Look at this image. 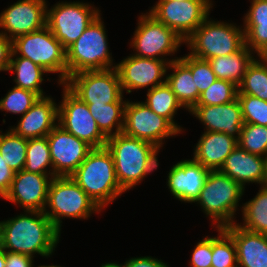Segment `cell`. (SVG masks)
Masks as SVG:
<instances>
[{
	"mask_svg": "<svg viewBox=\"0 0 267 267\" xmlns=\"http://www.w3.org/2000/svg\"><path fill=\"white\" fill-rule=\"evenodd\" d=\"M25 212V215L20 214L0 222V246L8 252H17L31 257L34 253H38L48 257L59 242L60 232L44 212Z\"/></svg>",
	"mask_w": 267,
	"mask_h": 267,
	"instance_id": "1",
	"label": "cell"
},
{
	"mask_svg": "<svg viewBox=\"0 0 267 267\" xmlns=\"http://www.w3.org/2000/svg\"><path fill=\"white\" fill-rule=\"evenodd\" d=\"M106 148L111 152L117 180L127 191L158 167L159 148L154 144L130 137L123 132L107 138Z\"/></svg>",
	"mask_w": 267,
	"mask_h": 267,
	"instance_id": "2",
	"label": "cell"
},
{
	"mask_svg": "<svg viewBox=\"0 0 267 267\" xmlns=\"http://www.w3.org/2000/svg\"><path fill=\"white\" fill-rule=\"evenodd\" d=\"M70 178L101 210L125 192L117 180L114 159L106 146L93 148Z\"/></svg>",
	"mask_w": 267,
	"mask_h": 267,
	"instance_id": "3",
	"label": "cell"
},
{
	"mask_svg": "<svg viewBox=\"0 0 267 267\" xmlns=\"http://www.w3.org/2000/svg\"><path fill=\"white\" fill-rule=\"evenodd\" d=\"M105 32L99 14L66 49L67 80L71 75L82 71L116 68V65L112 66Z\"/></svg>",
	"mask_w": 267,
	"mask_h": 267,
	"instance_id": "4",
	"label": "cell"
},
{
	"mask_svg": "<svg viewBox=\"0 0 267 267\" xmlns=\"http://www.w3.org/2000/svg\"><path fill=\"white\" fill-rule=\"evenodd\" d=\"M18 53L20 57L30 59L48 73L59 72V83H66V49L47 26L16 37L12 41L11 56Z\"/></svg>",
	"mask_w": 267,
	"mask_h": 267,
	"instance_id": "5",
	"label": "cell"
},
{
	"mask_svg": "<svg viewBox=\"0 0 267 267\" xmlns=\"http://www.w3.org/2000/svg\"><path fill=\"white\" fill-rule=\"evenodd\" d=\"M46 205L50 211L43 212L60 232L61 217L83 218L101 209L86 192L70 177L56 176L51 179ZM93 211V212H92Z\"/></svg>",
	"mask_w": 267,
	"mask_h": 267,
	"instance_id": "6",
	"label": "cell"
},
{
	"mask_svg": "<svg viewBox=\"0 0 267 267\" xmlns=\"http://www.w3.org/2000/svg\"><path fill=\"white\" fill-rule=\"evenodd\" d=\"M207 17L203 23L186 39L189 54L209 60L218 56L234 54L245 45L244 30L233 24L210 21Z\"/></svg>",
	"mask_w": 267,
	"mask_h": 267,
	"instance_id": "7",
	"label": "cell"
},
{
	"mask_svg": "<svg viewBox=\"0 0 267 267\" xmlns=\"http://www.w3.org/2000/svg\"><path fill=\"white\" fill-rule=\"evenodd\" d=\"M244 189L219 170L210 171L195 202H198L207 216L213 219L217 229L224 228L235 223L233 215Z\"/></svg>",
	"mask_w": 267,
	"mask_h": 267,
	"instance_id": "8",
	"label": "cell"
},
{
	"mask_svg": "<svg viewBox=\"0 0 267 267\" xmlns=\"http://www.w3.org/2000/svg\"><path fill=\"white\" fill-rule=\"evenodd\" d=\"M65 85L85 103H126L116 68L78 72Z\"/></svg>",
	"mask_w": 267,
	"mask_h": 267,
	"instance_id": "9",
	"label": "cell"
},
{
	"mask_svg": "<svg viewBox=\"0 0 267 267\" xmlns=\"http://www.w3.org/2000/svg\"><path fill=\"white\" fill-rule=\"evenodd\" d=\"M63 85V100L58 106V125L92 148L105 147L107 137L98 128L87 104Z\"/></svg>",
	"mask_w": 267,
	"mask_h": 267,
	"instance_id": "10",
	"label": "cell"
},
{
	"mask_svg": "<svg viewBox=\"0 0 267 267\" xmlns=\"http://www.w3.org/2000/svg\"><path fill=\"white\" fill-rule=\"evenodd\" d=\"M99 14L98 9L87 3H57L50 10L46 9V26L67 49Z\"/></svg>",
	"mask_w": 267,
	"mask_h": 267,
	"instance_id": "11",
	"label": "cell"
},
{
	"mask_svg": "<svg viewBox=\"0 0 267 267\" xmlns=\"http://www.w3.org/2000/svg\"><path fill=\"white\" fill-rule=\"evenodd\" d=\"M212 5L210 0L158 1L149 14L186 40L209 17Z\"/></svg>",
	"mask_w": 267,
	"mask_h": 267,
	"instance_id": "12",
	"label": "cell"
},
{
	"mask_svg": "<svg viewBox=\"0 0 267 267\" xmlns=\"http://www.w3.org/2000/svg\"><path fill=\"white\" fill-rule=\"evenodd\" d=\"M146 14L139 17L134 38L131 40L132 48L137 51L135 56L165 60L160 57L177 52L184 39L151 14Z\"/></svg>",
	"mask_w": 267,
	"mask_h": 267,
	"instance_id": "13",
	"label": "cell"
},
{
	"mask_svg": "<svg viewBox=\"0 0 267 267\" xmlns=\"http://www.w3.org/2000/svg\"><path fill=\"white\" fill-rule=\"evenodd\" d=\"M125 135L162 147V141L180 131L166 118L157 115L144 102L126 101L124 107Z\"/></svg>",
	"mask_w": 267,
	"mask_h": 267,
	"instance_id": "14",
	"label": "cell"
},
{
	"mask_svg": "<svg viewBox=\"0 0 267 267\" xmlns=\"http://www.w3.org/2000/svg\"><path fill=\"white\" fill-rule=\"evenodd\" d=\"M53 177H70L93 149L83 140L57 126L47 135Z\"/></svg>",
	"mask_w": 267,
	"mask_h": 267,
	"instance_id": "15",
	"label": "cell"
},
{
	"mask_svg": "<svg viewBox=\"0 0 267 267\" xmlns=\"http://www.w3.org/2000/svg\"><path fill=\"white\" fill-rule=\"evenodd\" d=\"M177 59L159 60L138 57L135 55L123 59L116 65L120 77L122 91L126 90L131 93L134 89L147 88L150 89L166 82L162 81L165 76L170 62Z\"/></svg>",
	"mask_w": 267,
	"mask_h": 267,
	"instance_id": "16",
	"label": "cell"
},
{
	"mask_svg": "<svg viewBox=\"0 0 267 267\" xmlns=\"http://www.w3.org/2000/svg\"><path fill=\"white\" fill-rule=\"evenodd\" d=\"M45 0H19L0 14V28L12 41L21 35L28 34L46 26ZM7 30V32H6Z\"/></svg>",
	"mask_w": 267,
	"mask_h": 267,
	"instance_id": "17",
	"label": "cell"
},
{
	"mask_svg": "<svg viewBox=\"0 0 267 267\" xmlns=\"http://www.w3.org/2000/svg\"><path fill=\"white\" fill-rule=\"evenodd\" d=\"M51 179L44 174L30 173L25 170L17 171L12 180L10 190L3 199L20 204L25 211L43 212L46 209Z\"/></svg>",
	"mask_w": 267,
	"mask_h": 267,
	"instance_id": "18",
	"label": "cell"
},
{
	"mask_svg": "<svg viewBox=\"0 0 267 267\" xmlns=\"http://www.w3.org/2000/svg\"><path fill=\"white\" fill-rule=\"evenodd\" d=\"M189 112L203 122L206 132H222L240 138L244 121L238 99L227 104L196 105Z\"/></svg>",
	"mask_w": 267,
	"mask_h": 267,
	"instance_id": "19",
	"label": "cell"
},
{
	"mask_svg": "<svg viewBox=\"0 0 267 267\" xmlns=\"http://www.w3.org/2000/svg\"><path fill=\"white\" fill-rule=\"evenodd\" d=\"M210 170L193 159L173 165L167 186L174 197L184 202H195L200 195Z\"/></svg>",
	"mask_w": 267,
	"mask_h": 267,
	"instance_id": "20",
	"label": "cell"
},
{
	"mask_svg": "<svg viewBox=\"0 0 267 267\" xmlns=\"http://www.w3.org/2000/svg\"><path fill=\"white\" fill-rule=\"evenodd\" d=\"M236 247L238 267H267V234H260L233 223L223 228Z\"/></svg>",
	"mask_w": 267,
	"mask_h": 267,
	"instance_id": "21",
	"label": "cell"
},
{
	"mask_svg": "<svg viewBox=\"0 0 267 267\" xmlns=\"http://www.w3.org/2000/svg\"><path fill=\"white\" fill-rule=\"evenodd\" d=\"M58 106L50 97H40L21 117L17 127L11 128L26 139L47 136L57 125Z\"/></svg>",
	"mask_w": 267,
	"mask_h": 267,
	"instance_id": "22",
	"label": "cell"
},
{
	"mask_svg": "<svg viewBox=\"0 0 267 267\" xmlns=\"http://www.w3.org/2000/svg\"><path fill=\"white\" fill-rule=\"evenodd\" d=\"M266 157L249 153L239 145L225 159L220 172L227 175L243 188L246 183H259L265 180Z\"/></svg>",
	"mask_w": 267,
	"mask_h": 267,
	"instance_id": "23",
	"label": "cell"
},
{
	"mask_svg": "<svg viewBox=\"0 0 267 267\" xmlns=\"http://www.w3.org/2000/svg\"><path fill=\"white\" fill-rule=\"evenodd\" d=\"M237 146L236 137L222 132L205 131L195 147L193 160L210 171H217Z\"/></svg>",
	"mask_w": 267,
	"mask_h": 267,
	"instance_id": "24",
	"label": "cell"
},
{
	"mask_svg": "<svg viewBox=\"0 0 267 267\" xmlns=\"http://www.w3.org/2000/svg\"><path fill=\"white\" fill-rule=\"evenodd\" d=\"M244 19L245 45L258 57L267 56V0H252Z\"/></svg>",
	"mask_w": 267,
	"mask_h": 267,
	"instance_id": "25",
	"label": "cell"
},
{
	"mask_svg": "<svg viewBox=\"0 0 267 267\" xmlns=\"http://www.w3.org/2000/svg\"><path fill=\"white\" fill-rule=\"evenodd\" d=\"M252 54L253 52L244 45L234 54L211 58L208 62L217 79L226 80L238 86L249 65L255 59Z\"/></svg>",
	"mask_w": 267,
	"mask_h": 267,
	"instance_id": "26",
	"label": "cell"
},
{
	"mask_svg": "<svg viewBox=\"0 0 267 267\" xmlns=\"http://www.w3.org/2000/svg\"><path fill=\"white\" fill-rule=\"evenodd\" d=\"M168 66L174 72L165 76V80L182 106L190 111L200 98L191 70L179 58L170 62Z\"/></svg>",
	"mask_w": 267,
	"mask_h": 267,
	"instance_id": "27",
	"label": "cell"
},
{
	"mask_svg": "<svg viewBox=\"0 0 267 267\" xmlns=\"http://www.w3.org/2000/svg\"><path fill=\"white\" fill-rule=\"evenodd\" d=\"M16 59L11 56L10 65L8 71H14L16 77L14 81L16 87L33 91L40 97H44L43 90L40 84L44 79L42 76L47 73L42 67L33 63L30 59L15 56Z\"/></svg>",
	"mask_w": 267,
	"mask_h": 267,
	"instance_id": "28",
	"label": "cell"
},
{
	"mask_svg": "<svg viewBox=\"0 0 267 267\" xmlns=\"http://www.w3.org/2000/svg\"><path fill=\"white\" fill-rule=\"evenodd\" d=\"M86 104L98 128L107 138L123 131L124 107L126 103ZM114 127L116 129L112 132Z\"/></svg>",
	"mask_w": 267,
	"mask_h": 267,
	"instance_id": "29",
	"label": "cell"
},
{
	"mask_svg": "<svg viewBox=\"0 0 267 267\" xmlns=\"http://www.w3.org/2000/svg\"><path fill=\"white\" fill-rule=\"evenodd\" d=\"M157 115L168 119L180 132L181 127L174 122L173 118L182 104L178 101L167 82L152 89L148 88L147 99L144 102Z\"/></svg>",
	"mask_w": 267,
	"mask_h": 267,
	"instance_id": "30",
	"label": "cell"
},
{
	"mask_svg": "<svg viewBox=\"0 0 267 267\" xmlns=\"http://www.w3.org/2000/svg\"><path fill=\"white\" fill-rule=\"evenodd\" d=\"M254 59L238 85V94H248L267 101V56Z\"/></svg>",
	"mask_w": 267,
	"mask_h": 267,
	"instance_id": "31",
	"label": "cell"
},
{
	"mask_svg": "<svg viewBox=\"0 0 267 267\" xmlns=\"http://www.w3.org/2000/svg\"><path fill=\"white\" fill-rule=\"evenodd\" d=\"M244 223L241 227L246 230L267 234V188L261 186L257 195L244 203Z\"/></svg>",
	"mask_w": 267,
	"mask_h": 267,
	"instance_id": "32",
	"label": "cell"
},
{
	"mask_svg": "<svg viewBox=\"0 0 267 267\" xmlns=\"http://www.w3.org/2000/svg\"><path fill=\"white\" fill-rule=\"evenodd\" d=\"M28 139L16 134L12 129L0 133V154L14 172L24 170Z\"/></svg>",
	"mask_w": 267,
	"mask_h": 267,
	"instance_id": "33",
	"label": "cell"
},
{
	"mask_svg": "<svg viewBox=\"0 0 267 267\" xmlns=\"http://www.w3.org/2000/svg\"><path fill=\"white\" fill-rule=\"evenodd\" d=\"M48 166L52 167L49 173H47L46 169ZM24 170L36 174H49V176L53 178V165L47 136L28 139Z\"/></svg>",
	"mask_w": 267,
	"mask_h": 267,
	"instance_id": "34",
	"label": "cell"
},
{
	"mask_svg": "<svg viewBox=\"0 0 267 267\" xmlns=\"http://www.w3.org/2000/svg\"><path fill=\"white\" fill-rule=\"evenodd\" d=\"M218 231L219 236L212 237L211 267H238L233 238L223 228Z\"/></svg>",
	"mask_w": 267,
	"mask_h": 267,
	"instance_id": "35",
	"label": "cell"
},
{
	"mask_svg": "<svg viewBox=\"0 0 267 267\" xmlns=\"http://www.w3.org/2000/svg\"><path fill=\"white\" fill-rule=\"evenodd\" d=\"M238 145L249 153L267 158V126L244 124Z\"/></svg>",
	"mask_w": 267,
	"mask_h": 267,
	"instance_id": "36",
	"label": "cell"
},
{
	"mask_svg": "<svg viewBox=\"0 0 267 267\" xmlns=\"http://www.w3.org/2000/svg\"><path fill=\"white\" fill-rule=\"evenodd\" d=\"M238 86L232 82L216 79L205 91L200 94L196 105L227 104L237 99Z\"/></svg>",
	"mask_w": 267,
	"mask_h": 267,
	"instance_id": "37",
	"label": "cell"
},
{
	"mask_svg": "<svg viewBox=\"0 0 267 267\" xmlns=\"http://www.w3.org/2000/svg\"><path fill=\"white\" fill-rule=\"evenodd\" d=\"M39 98L40 96L33 91L14 86L3 99H0V110L23 116Z\"/></svg>",
	"mask_w": 267,
	"mask_h": 267,
	"instance_id": "38",
	"label": "cell"
},
{
	"mask_svg": "<svg viewBox=\"0 0 267 267\" xmlns=\"http://www.w3.org/2000/svg\"><path fill=\"white\" fill-rule=\"evenodd\" d=\"M244 124L267 126V101L248 94H238Z\"/></svg>",
	"mask_w": 267,
	"mask_h": 267,
	"instance_id": "39",
	"label": "cell"
},
{
	"mask_svg": "<svg viewBox=\"0 0 267 267\" xmlns=\"http://www.w3.org/2000/svg\"><path fill=\"white\" fill-rule=\"evenodd\" d=\"M179 59L191 70L199 94L205 91L217 79L208 60L196 58L191 54H187Z\"/></svg>",
	"mask_w": 267,
	"mask_h": 267,
	"instance_id": "40",
	"label": "cell"
},
{
	"mask_svg": "<svg viewBox=\"0 0 267 267\" xmlns=\"http://www.w3.org/2000/svg\"><path fill=\"white\" fill-rule=\"evenodd\" d=\"M212 237H205L193 250L190 267H211Z\"/></svg>",
	"mask_w": 267,
	"mask_h": 267,
	"instance_id": "41",
	"label": "cell"
},
{
	"mask_svg": "<svg viewBox=\"0 0 267 267\" xmlns=\"http://www.w3.org/2000/svg\"><path fill=\"white\" fill-rule=\"evenodd\" d=\"M15 172L6 165V161L0 154V196L3 198L10 190Z\"/></svg>",
	"mask_w": 267,
	"mask_h": 267,
	"instance_id": "42",
	"label": "cell"
},
{
	"mask_svg": "<svg viewBox=\"0 0 267 267\" xmlns=\"http://www.w3.org/2000/svg\"><path fill=\"white\" fill-rule=\"evenodd\" d=\"M12 54V40L0 32V71H8Z\"/></svg>",
	"mask_w": 267,
	"mask_h": 267,
	"instance_id": "43",
	"label": "cell"
},
{
	"mask_svg": "<svg viewBox=\"0 0 267 267\" xmlns=\"http://www.w3.org/2000/svg\"><path fill=\"white\" fill-rule=\"evenodd\" d=\"M33 257L17 252L6 251L5 267H32Z\"/></svg>",
	"mask_w": 267,
	"mask_h": 267,
	"instance_id": "44",
	"label": "cell"
},
{
	"mask_svg": "<svg viewBox=\"0 0 267 267\" xmlns=\"http://www.w3.org/2000/svg\"><path fill=\"white\" fill-rule=\"evenodd\" d=\"M123 267H169L161 260L152 258L151 256L131 258L127 260Z\"/></svg>",
	"mask_w": 267,
	"mask_h": 267,
	"instance_id": "45",
	"label": "cell"
},
{
	"mask_svg": "<svg viewBox=\"0 0 267 267\" xmlns=\"http://www.w3.org/2000/svg\"><path fill=\"white\" fill-rule=\"evenodd\" d=\"M6 265V251L0 246V267Z\"/></svg>",
	"mask_w": 267,
	"mask_h": 267,
	"instance_id": "46",
	"label": "cell"
},
{
	"mask_svg": "<svg viewBox=\"0 0 267 267\" xmlns=\"http://www.w3.org/2000/svg\"><path fill=\"white\" fill-rule=\"evenodd\" d=\"M101 267H123V265L116 264V263H106V264H103Z\"/></svg>",
	"mask_w": 267,
	"mask_h": 267,
	"instance_id": "47",
	"label": "cell"
},
{
	"mask_svg": "<svg viewBox=\"0 0 267 267\" xmlns=\"http://www.w3.org/2000/svg\"><path fill=\"white\" fill-rule=\"evenodd\" d=\"M263 186L267 188V160H266L265 180Z\"/></svg>",
	"mask_w": 267,
	"mask_h": 267,
	"instance_id": "48",
	"label": "cell"
},
{
	"mask_svg": "<svg viewBox=\"0 0 267 267\" xmlns=\"http://www.w3.org/2000/svg\"><path fill=\"white\" fill-rule=\"evenodd\" d=\"M39 267H60V266H57V265H51V266H49V265L48 266L47 265L46 266L45 265H42V266H39Z\"/></svg>",
	"mask_w": 267,
	"mask_h": 267,
	"instance_id": "49",
	"label": "cell"
},
{
	"mask_svg": "<svg viewBox=\"0 0 267 267\" xmlns=\"http://www.w3.org/2000/svg\"><path fill=\"white\" fill-rule=\"evenodd\" d=\"M159 1H166V0H159ZM173 1L181 2V1H185V0H173Z\"/></svg>",
	"mask_w": 267,
	"mask_h": 267,
	"instance_id": "50",
	"label": "cell"
}]
</instances>
